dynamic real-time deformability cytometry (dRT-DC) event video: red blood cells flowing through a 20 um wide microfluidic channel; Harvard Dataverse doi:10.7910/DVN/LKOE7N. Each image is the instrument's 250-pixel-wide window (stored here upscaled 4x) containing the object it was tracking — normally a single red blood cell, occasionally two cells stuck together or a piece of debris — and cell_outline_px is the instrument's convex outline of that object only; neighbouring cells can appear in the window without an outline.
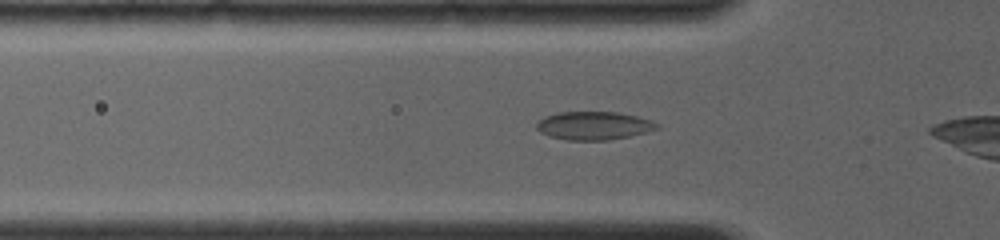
{"species": "common noctule bat (a hibernating species)", "species_latin": "Nyctalus noctula", "temperature_condition": "room temperature", "stored_images_in_passage": 9, "camera_frame_rate_fps": 4000, "um_per_image_px": 0.085, "animal": {"sex": "female", "body_mass_g": 19.0, "forearm_length_mm": 56.7}, "frame": {"image": 1, "passage_image": 3, "time_ms": 1.25, "image_size_px": [1000, 240], "cell_outline_px": [[660, 128], [628, 136], [608, 140], [568, 140], [548, 136], [540, 132], [536, 128], [536, 124], [544, 116], [556, 112], [616, 112], [636, 116], [652, 120], [660, 124]], "centroid_in_image_um": [50.46, 10.67], "position_along_channel_um": 75.3, "area_um2": 19.83}}
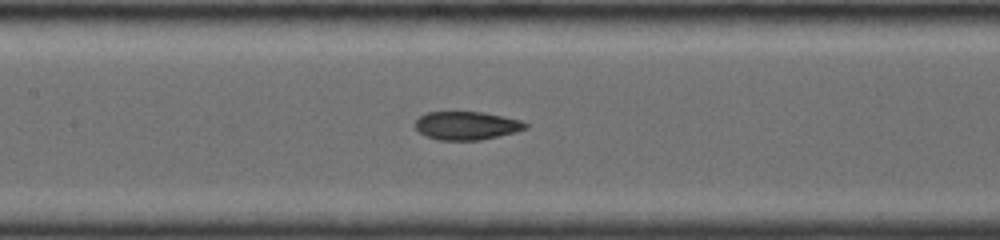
{"frame": {"image": 2, "passage_image": 7, "time_ms": 3.5, "image_size_px": [1000, 240], "cell_outline_px": [[528, 128], [516, 132], [480, 140], [440, 140], [428, 136], [420, 132], [416, 128], [416, 120], [420, 116], [428, 112], [484, 112], [504, 116], [520, 120], [528, 124]], "centroid_in_image_um": [39.7, 10.67], "position_along_channel_um": 167.7, "area_um2": 18.09}}